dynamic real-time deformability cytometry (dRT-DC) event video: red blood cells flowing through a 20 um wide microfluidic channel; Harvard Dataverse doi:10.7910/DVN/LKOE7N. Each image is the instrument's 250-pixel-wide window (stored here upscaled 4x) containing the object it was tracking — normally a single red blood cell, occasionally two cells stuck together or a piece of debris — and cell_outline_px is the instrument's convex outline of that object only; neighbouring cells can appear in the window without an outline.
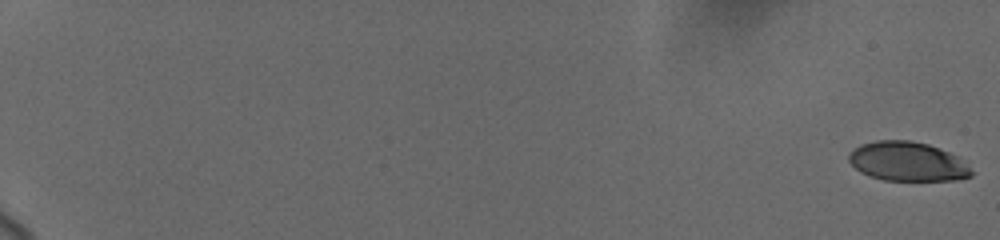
{"species": "human", "species_latin": "Homo sapiens", "temperature_condition": "cold", "stored_images_in_passage": 57, "camera_frame_rate_fps": 3000, "um_per_image_px": 0.085, "donor": {"sex": "female"}, "frame": {"image": 1, "passage_image": 1, "time_ms": 0.0, "image_size_px": [1000, 240], "cell_outline_px": [[972, 176], [956, 180], [884, 180], [868, 176], [860, 172], [848, 160], [848, 152], [860, 144], [876, 140], [912, 140], [928, 144], [948, 152], [956, 156], [972, 172]], "centroid_in_image_um": [77.07, 13.72], "position_along_channel_um": 7.9, "area_um2": 27.92}}
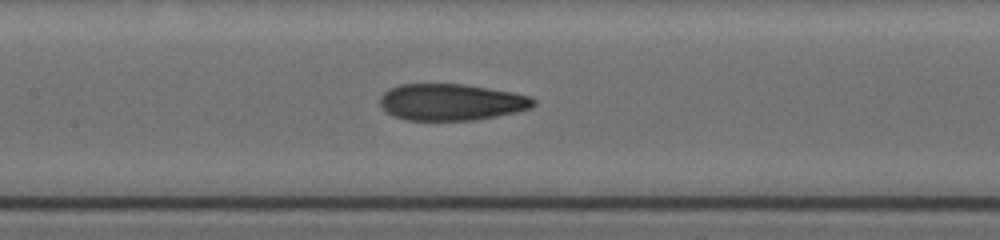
{"frame": {"image": 2, "passage_image": 31, "time_ms": 10.667, "image_size_px": [1000, 240], "cell_outline_px": [[536, 104], [532, 108], [516, 112], [476, 120], [404, 120], [392, 116], [380, 104], [380, 96], [388, 88], [400, 84], [464, 84], [512, 92], [532, 96], [536, 100]], "centroid_in_image_um": [38.37, 8.68], "position_along_channel_um": 169.0, "area_um2": 32.95}}
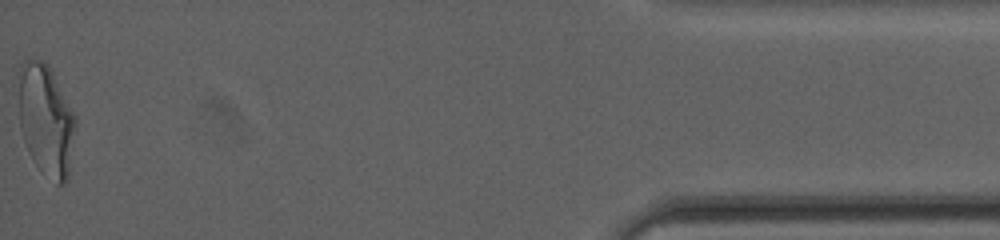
{"frame": {"image": 3, "passage_image": 57, "time_ms": 19.667, "image_size_px": [1000, 240], "cell_outline_px": [[76, 124], [68, 180], [64, 184], [56, 184], [36, 164], [28, 152], [20, 128], [16, 72], [20, 64], [24, 60], [44, 60], [48, 64], [76, 116]], "centroid_in_image_um": [3.88, 10.15], "position_along_channel_um": 431.3, "area_um2": 37.51}, "authors_computed_cell_mechanics": {"area_um2": 32.4258, "velocity_mm_per_s": 3.7003, "shape_relaxation_time_tau1_ms": 7.9625, "shape_relaxation_time_tau2_ms": 1.4338, "deformation_change_tau1": 0.2312, "deformation_change_tau2": 0.0872}}